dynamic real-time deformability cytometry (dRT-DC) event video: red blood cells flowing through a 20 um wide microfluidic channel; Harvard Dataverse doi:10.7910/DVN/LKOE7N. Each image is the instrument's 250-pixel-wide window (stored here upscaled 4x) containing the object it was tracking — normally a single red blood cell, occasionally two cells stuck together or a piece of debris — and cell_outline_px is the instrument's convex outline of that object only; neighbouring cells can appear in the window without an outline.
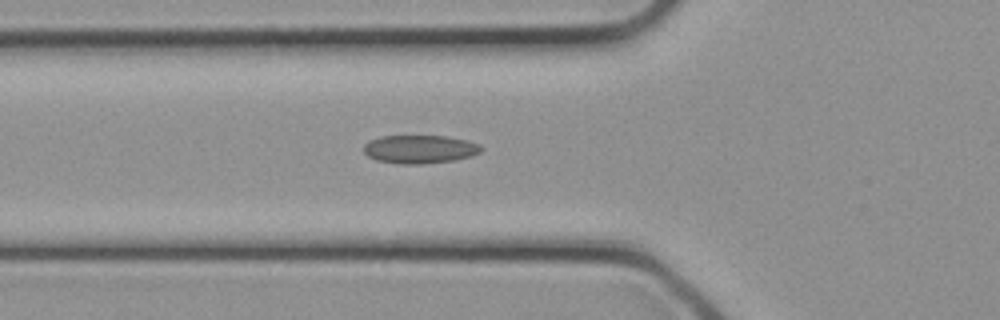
{"species": "common noctule bat (a hibernating species)", "species_latin": "Nyctalus noctula", "temperature_condition": "cold", "stored_images_in_passage": 16, "camera_frame_rate_fps": 3000, "um_per_image_px": 0.085, "animal": {"sex": "female", "body_mass_g": 21.9}, "frame": {"image": 1, "passage_image": 10, "time_ms": 3.0, "image_size_px": [1000, 320], "cell_outline_px": [[484, 148], [480, 152], [472, 156], [456, 160], [420, 164], [400, 164], [376, 160], [368, 156], [364, 152], [364, 144], [368, 140], [380, 136], [444, 136], [468, 140], [480, 144]], "centroid_in_image_um": [35.69, 12.68], "position_along_channel_um": 90.1, "area_um2": 19.59}}
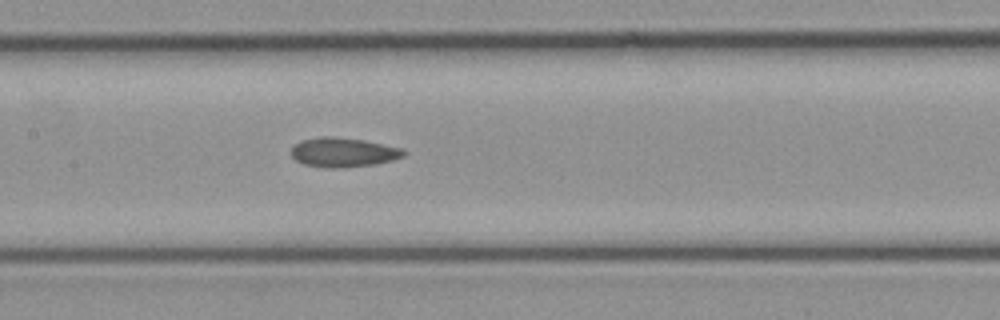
{"frame": {"image": 2, "passage_image": 14, "time_ms": 4.333, "image_size_px": [1000, 320], "cell_outline_px": [[408, 152], [404, 156], [392, 160], [376, 164], [344, 168], [324, 168], [304, 164], [296, 160], [292, 156], [292, 148], [300, 140], [324, 136], [332, 136], [364, 140], [404, 148]], "centroid_in_image_um": [29.22, 12.95], "position_along_channel_um": 178.2, "area_um2": 19.48}}
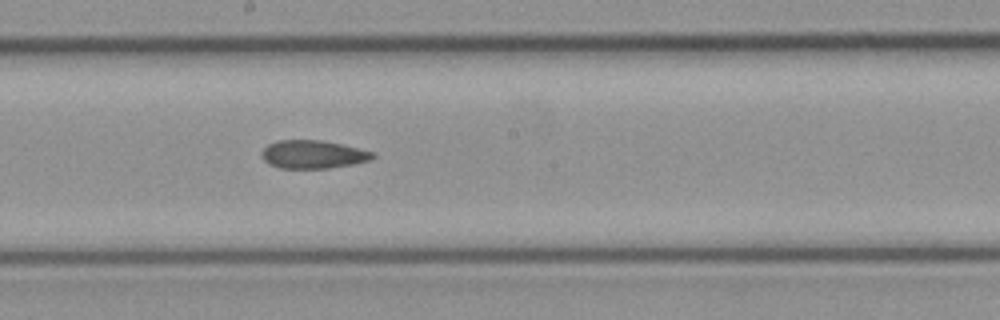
{"frame": {"image": 3, "passage_image": 16, "time_ms": 5.0, "image_size_px": [1000, 320], "cell_outline_px": [[376, 156], [368, 160], [352, 164], [328, 168], [280, 168], [268, 164], [260, 156], [260, 152], [268, 144], [280, 140], [320, 140], [340, 144], [372, 152]], "centroid_in_image_um": [26.53, 13.12], "position_along_channel_um": 221.7, "area_um2": 18.03}}